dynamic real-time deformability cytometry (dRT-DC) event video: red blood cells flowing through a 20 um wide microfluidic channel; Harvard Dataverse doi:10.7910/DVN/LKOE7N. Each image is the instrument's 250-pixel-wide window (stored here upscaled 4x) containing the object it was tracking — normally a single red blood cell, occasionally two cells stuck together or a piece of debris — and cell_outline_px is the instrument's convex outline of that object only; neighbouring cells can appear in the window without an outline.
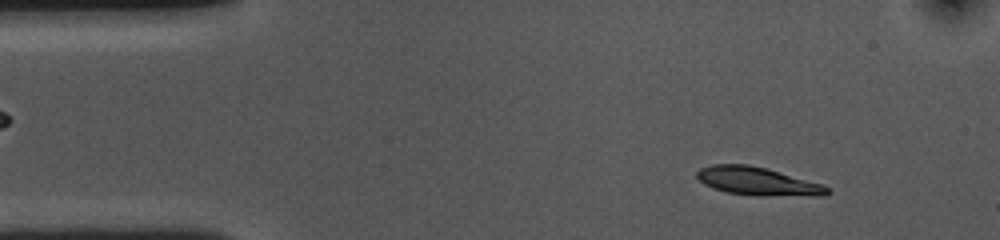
{"species": "common noctule bat (a hibernating species)", "species_latin": "Nyctalus noctula", "temperature_condition": "cold", "stored_images_in_passage": 53, "camera_frame_rate_fps": 3000, "um_per_image_px": 0.085, "animal": {"sex": "female", "body_mass_g": 10.0, "forearm_length_mm": 53.1}, "frame": {"image": 1, "passage_image": 5, "time_ms": 1.333, "image_size_px": [1000, 240], "cell_outline_px": [[832, 192], [824, 196], [756, 196], [728, 192], [712, 188], [704, 184], [696, 176], [696, 172], [700, 168], [712, 164], [748, 164], [768, 168], [824, 184]], "centroid_in_image_um": [64.45, 15.41], "position_along_channel_um": 20.5, "area_um2": 21.85}}
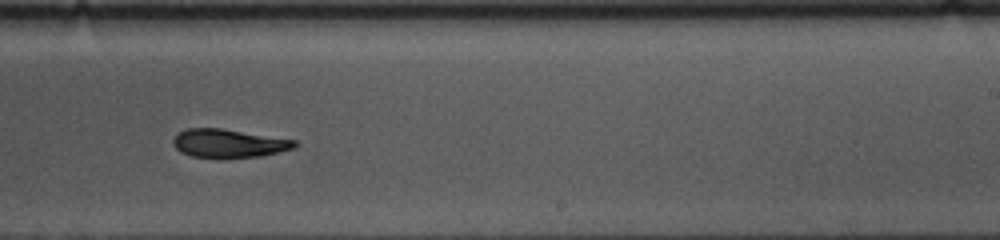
{"frame": {"image": 2, "passage_image": 31, "time_ms": 10.0, "image_size_px": [1000, 240], "cell_outline_px": [[300, 144], [296, 148], [260, 156], [220, 160], [192, 156], [180, 152], [172, 144], [172, 140], [176, 132], [188, 128], [220, 128], [296, 140]], "centroid_in_image_um": [19.42, 12.21], "position_along_channel_um": 269.6, "area_um2": 20.81}}
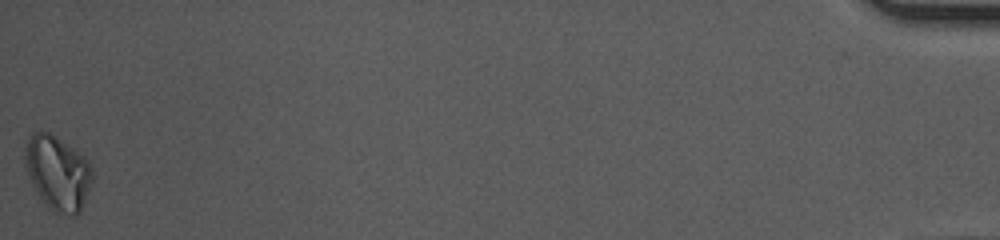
{"frame": {"image": 3, "passage_image": 53, "time_ms": 17.333, "image_size_px": [1000, 240], "cell_outline_px": [[92, 180], [88, 192], [80, 212], [76, 216], [72, 216], [56, 212], [48, 208], [44, 204], [32, 184], [28, 172], [24, 156], [24, 152], [28, 140], [32, 132], [48, 132], [84, 156], [88, 160], [92, 168]], "centroid_in_image_um": [4.92, 14.72], "position_along_channel_um": 430.3, "area_um2": 28.84}, "authors_computed_cell_mechanics": {"area_um2": 21.2704, "velocity_mm_per_s": 3.6042, "shape_relaxation_time_tau1_ms": 2.6737, "shape_relaxation_time_tau2_ms": null, "deformation_change_tau1": 0.1111, "deformation_change_tau2": null}}